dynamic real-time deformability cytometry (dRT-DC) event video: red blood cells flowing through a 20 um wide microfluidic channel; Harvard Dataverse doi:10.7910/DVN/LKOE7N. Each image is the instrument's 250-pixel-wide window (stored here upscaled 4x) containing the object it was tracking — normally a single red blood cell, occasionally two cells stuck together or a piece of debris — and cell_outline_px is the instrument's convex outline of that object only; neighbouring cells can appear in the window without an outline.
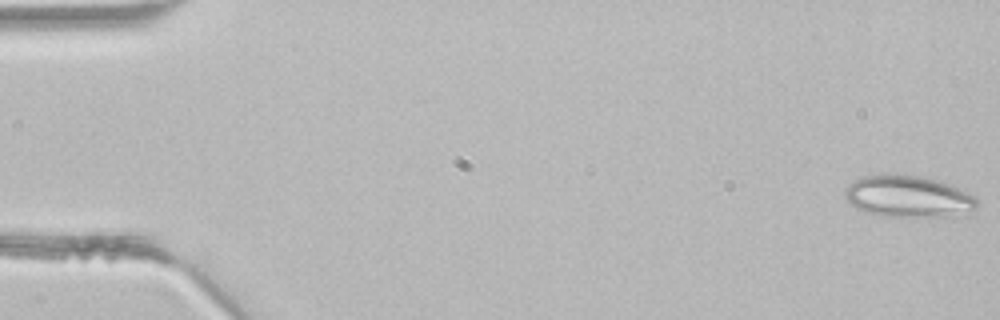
{"species": "common noctule bat (a hibernating species)", "species_latin": "Nyctalus noctula", "temperature_condition": "room temperature", "stored_images_in_passage": 3, "camera_frame_rate_fps": 3000, "um_per_image_px": 0.085, "animal": {"sex": "male", "body_mass_g": 21.5, "forearm_length_mm": 52.0}, "frame": {"image": 1, "passage_image": 1, "time_ms": 0.0, "image_size_px": [1000, 320], "cell_outline_px": [[976, 208], [944, 216], [880, 216], [864, 212], [856, 208], [844, 196], [844, 192], [848, 184], [860, 176], [884, 172], [920, 176], [952, 184], [976, 196]], "centroid_in_image_um": [77.11, 16.65], "position_along_channel_um": 7.9, "area_um2": 32.25}}